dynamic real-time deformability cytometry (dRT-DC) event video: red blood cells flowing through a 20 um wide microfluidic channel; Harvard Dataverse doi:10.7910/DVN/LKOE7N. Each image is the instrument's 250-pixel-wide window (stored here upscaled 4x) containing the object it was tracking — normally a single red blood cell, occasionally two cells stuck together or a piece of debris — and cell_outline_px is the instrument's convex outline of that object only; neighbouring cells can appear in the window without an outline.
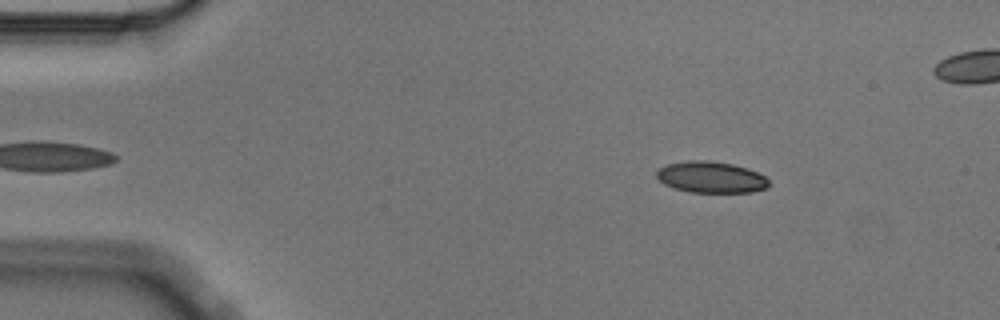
{"species": "Egyptian fruit bat (a non-hibernating species)", "species_latin": "Rousettus aegyptiacus", "temperature_condition": "cold", "stored_images_in_passage": 4, "camera_frame_rate_fps": 3000, "um_per_image_px": 0.085, "animal": {"sex": "male"}, "frame": {"image": 1, "passage_image": 1, "time_ms": 0.0, "image_size_px": [1000, 320], "cell_outline_px": [[768, 188], [752, 192], [688, 192], [664, 184], [656, 176], [656, 172], [660, 168], [668, 164], [688, 160], [708, 160], [732, 164], [748, 168], [764, 176], [768, 180]], "centroid_in_image_um": [60.44, 15.06], "position_along_channel_um": 24.6, "area_um2": 20.4}}